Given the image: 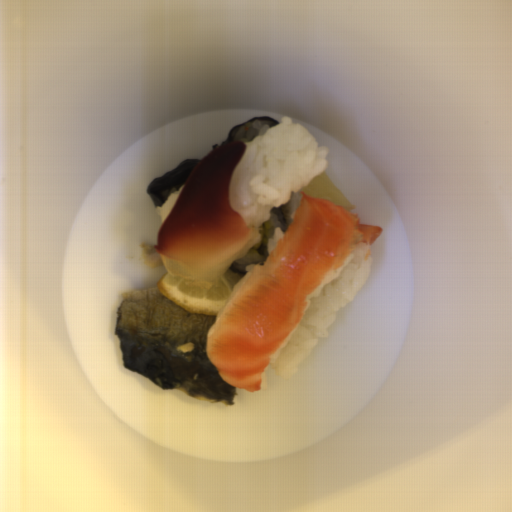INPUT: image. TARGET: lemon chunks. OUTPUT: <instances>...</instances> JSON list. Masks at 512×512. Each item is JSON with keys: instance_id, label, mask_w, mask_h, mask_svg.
Returning a JSON list of instances; mask_svg holds the SVG:
<instances>
[{"instance_id": "obj_2", "label": "lemon chunks", "mask_w": 512, "mask_h": 512, "mask_svg": "<svg viewBox=\"0 0 512 512\" xmlns=\"http://www.w3.org/2000/svg\"><path fill=\"white\" fill-rule=\"evenodd\" d=\"M302 192H305L306 195L312 198L328 200L348 212L353 210L355 206L349 201L342 190L332 184L327 172L324 171L296 193L293 191L289 201L282 205L285 223L289 228L300 207L303 197Z\"/></svg>"}, {"instance_id": "obj_1", "label": "lemon chunks", "mask_w": 512, "mask_h": 512, "mask_svg": "<svg viewBox=\"0 0 512 512\" xmlns=\"http://www.w3.org/2000/svg\"><path fill=\"white\" fill-rule=\"evenodd\" d=\"M239 275L226 269L215 281L173 277L168 272L158 279L161 295L189 313L218 317L240 281Z\"/></svg>"}]
</instances>
